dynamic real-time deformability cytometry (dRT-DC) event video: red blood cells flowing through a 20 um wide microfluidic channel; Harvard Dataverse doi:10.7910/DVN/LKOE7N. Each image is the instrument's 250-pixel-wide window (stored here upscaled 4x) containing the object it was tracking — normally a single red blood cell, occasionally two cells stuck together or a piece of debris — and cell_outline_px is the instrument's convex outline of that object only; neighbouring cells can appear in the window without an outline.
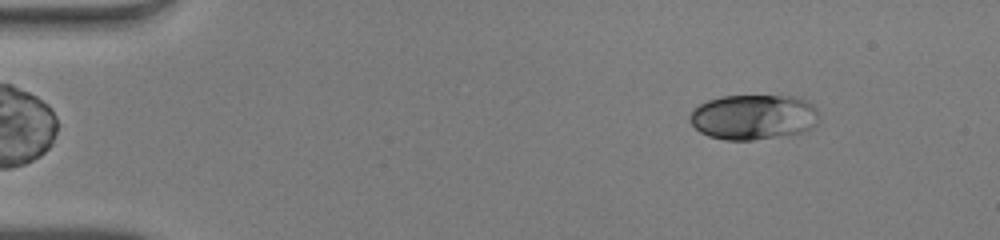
{"species": "human", "species_latin": "Homo sapiens", "temperature_condition": "warm", "stored_images_in_passage": 50, "camera_frame_rate_fps": 3000, "um_per_image_px": 0.085, "donor": {"sex": "male"}, "frame": {"image": 1, "passage_image": 6, "time_ms": 1.667, "image_size_px": [1000, 240], "cell_outline_px": [[820, 120], [812, 128], [804, 132], [752, 140], [724, 140], [708, 136], [700, 132], [692, 124], [692, 108], [708, 100], [720, 96], [796, 96], [808, 100], [816, 108]], "centroid_in_image_um": [64.09, 9.94], "position_along_channel_um": 20.9, "area_um2": 34.16}}
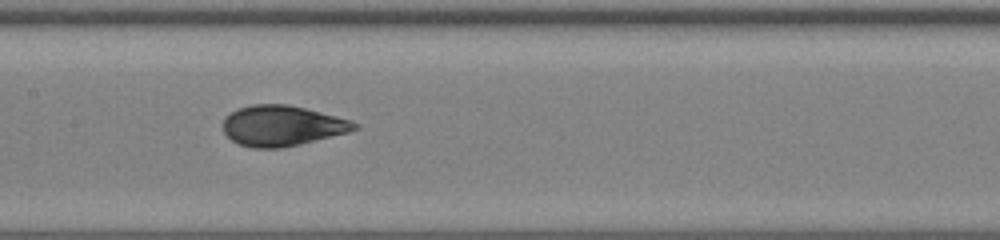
{"frame": {"image": 2, "passage_image": 25, "time_ms": 8.0, "image_size_px": [1000, 240], "cell_outline_px": [[360, 128], [348, 132], [300, 144], [280, 148], [252, 148], [240, 144], [232, 140], [224, 132], [224, 120], [236, 108], [252, 104], [288, 104], [352, 120], [360, 124]], "centroid_in_image_um": [24.01, 10.68], "position_along_channel_um": 183.4, "area_um2": 30.87}}
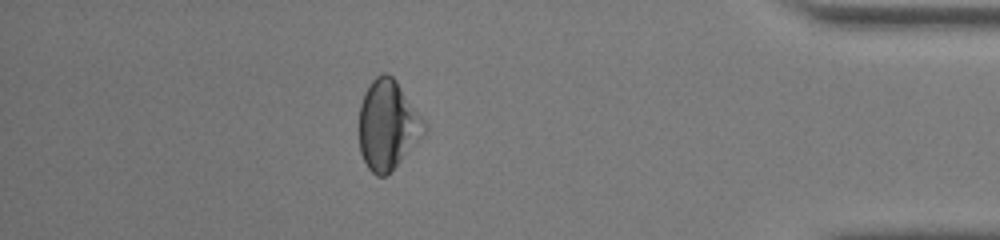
{"frame": {"image": 3, "passage_image": 44, "time_ms": 14.333, "image_size_px": [1000, 240], "cell_outline_px": [[428, 132], [384, 176], [376, 176], [368, 168], [360, 152], [360, 104], [364, 92], [372, 80], [376, 76], [384, 72], [388, 72], [396, 80], [428, 124]], "centroid_in_image_um": [32.98, 10.58], "position_along_channel_um": 402.2, "area_um2": 33.93}, "authors_computed_cell_mechanics": {"area_um2": 32.1657, "velocity_mm_per_s": 4.0848, "shape_relaxation_time_tau1_ms": 5.8787, "shape_relaxation_time_tau2_ms": 0.9011, "deformation_change_tau1": 0.1875, "deformation_change_tau2": 0.0506}}